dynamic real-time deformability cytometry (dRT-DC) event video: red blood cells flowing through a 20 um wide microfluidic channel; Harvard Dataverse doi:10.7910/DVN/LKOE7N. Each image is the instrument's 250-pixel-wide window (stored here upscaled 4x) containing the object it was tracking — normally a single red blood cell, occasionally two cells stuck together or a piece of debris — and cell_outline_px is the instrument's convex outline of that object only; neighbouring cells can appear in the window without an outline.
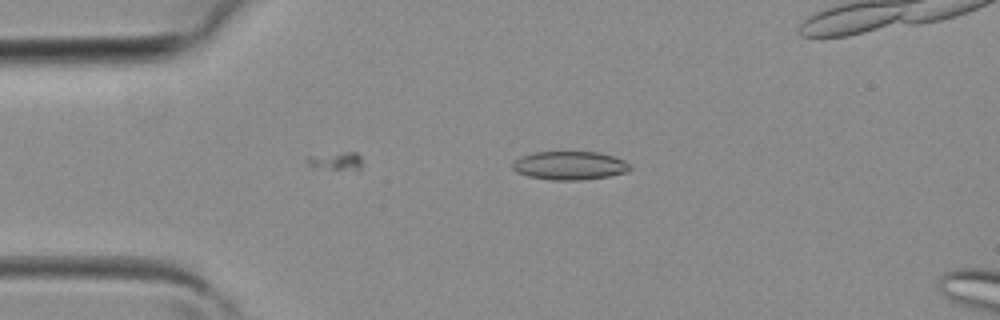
{"species": "common noctule bat (a hibernating species)", "species_latin": "Nyctalus noctula", "temperature_condition": "room temperature", "stored_images_in_passage": 34, "camera_frame_rate_fps": 3000, "um_per_image_px": 0.085, "animal": {"sex": "female", "body_mass_g": 19.3, "forearm_length_mm": 54.1}, "frame": {"image": 1, "passage_image": 3, "time_ms": 0.667, "image_size_px": [1000, 320], "cell_outline_px": [[632, 168], [628, 172], [608, 176], [580, 180], [552, 180], [528, 176], [516, 172], [512, 168], [512, 160], [520, 156], [536, 152], [596, 152], [612, 156], [624, 160]], "centroid_in_image_um": [48.39, 14.07], "position_along_channel_um": 36.6, "area_um2": 19.54}}